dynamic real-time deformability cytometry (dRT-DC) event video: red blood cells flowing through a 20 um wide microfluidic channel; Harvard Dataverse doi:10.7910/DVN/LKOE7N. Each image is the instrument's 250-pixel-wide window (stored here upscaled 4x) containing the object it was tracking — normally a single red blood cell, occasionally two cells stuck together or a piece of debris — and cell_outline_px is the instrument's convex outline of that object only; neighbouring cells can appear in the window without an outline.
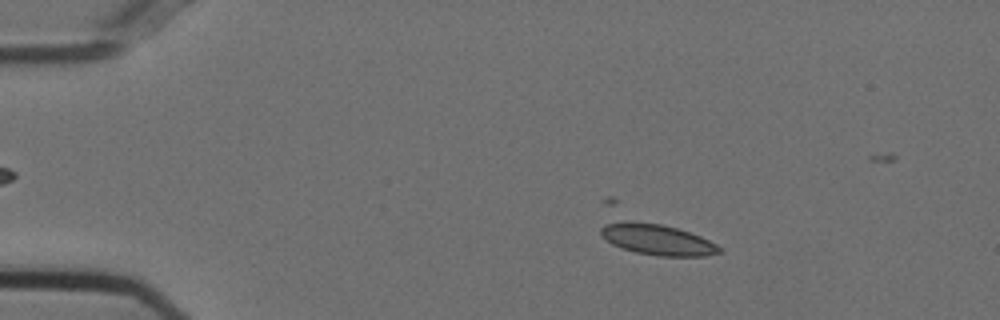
{"species": "Egyptian fruit bat (a non-hibernating species)", "species_latin": "Rousettus aegyptiacus", "temperature_condition": "cold", "stored_images_in_passage": 17, "camera_frame_rate_fps": 3000, "um_per_image_px": 0.085, "animal": {"sex": "female"}, "frame": {"image": 1, "passage_image": 6, "time_ms": 1.667, "image_size_px": [1000, 320], "cell_outline_px": [[720, 252], [708, 256], [660, 256], [636, 252], [620, 248], [612, 244], [600, 232], [600, 228], [604, 224], [612, 220], [632, 220], [660, 224], [676, 228], [700, 236], [716, 244], [720, 248]], "centroid_in_image_um": [55.81, 20.34], "position_along_channel_um": 29.2, "area_um2": 21.33}}
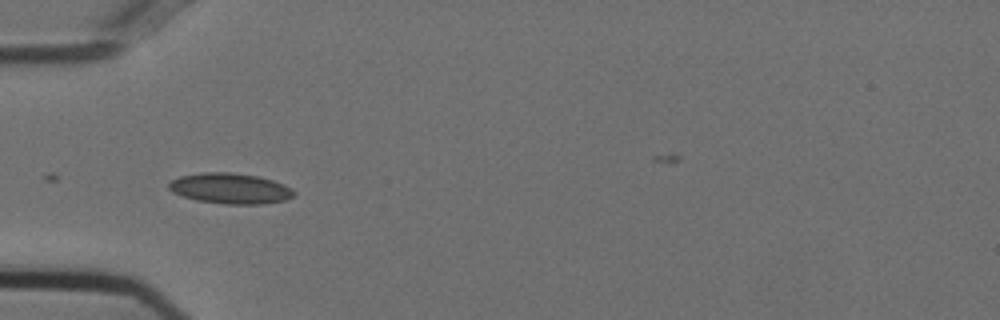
{"frame": {"image": 2, "passage_image": 14, "time_ms": 4.333, "image_size_px": [1000, 320], "cell_outline_px": [[296, 192], [292, 196], [284, 200], [264, 204], [224, 204], [196, 200], [172, 192], [168, 188], [168, 184], [172, 180], [180, 176], [204, 172], [232, 172], [256, 176], [272, 180], [284, 184], [292, 188]], "centroid_in_image_um": [19.57, 16.02], "position_along_channel_um": 65.4, "area_um2": 22.25}}
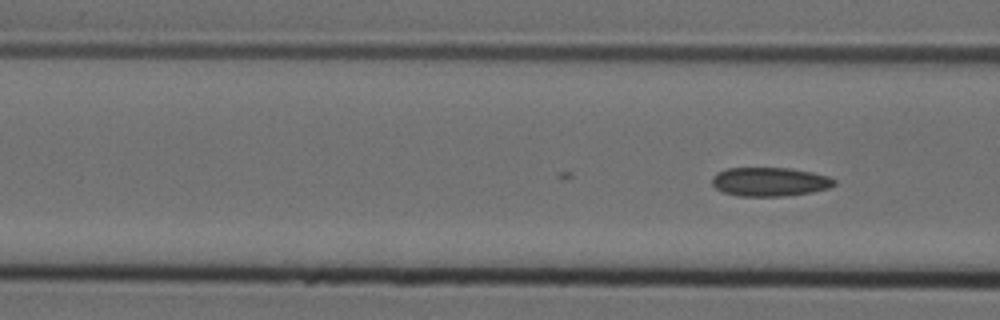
{"frame": {"image": 3, "passage_image": 17, "time_ms": 5.333, "image_size_px": [1000, 320], "cell_outline_px": [[836, 184], [828, 188], [812, 192], [784, 196], [736, 196], [724, 192], [716, 188], [712, 184], [712, 176], [716, 172], [728, 168], [788, 168], [812, 172], [828, 176], [836, 180]], "centroid_in_image_um": [65.42, 15.45], "position_along_channel_um": 101.2, "area_um2": 20.63}}